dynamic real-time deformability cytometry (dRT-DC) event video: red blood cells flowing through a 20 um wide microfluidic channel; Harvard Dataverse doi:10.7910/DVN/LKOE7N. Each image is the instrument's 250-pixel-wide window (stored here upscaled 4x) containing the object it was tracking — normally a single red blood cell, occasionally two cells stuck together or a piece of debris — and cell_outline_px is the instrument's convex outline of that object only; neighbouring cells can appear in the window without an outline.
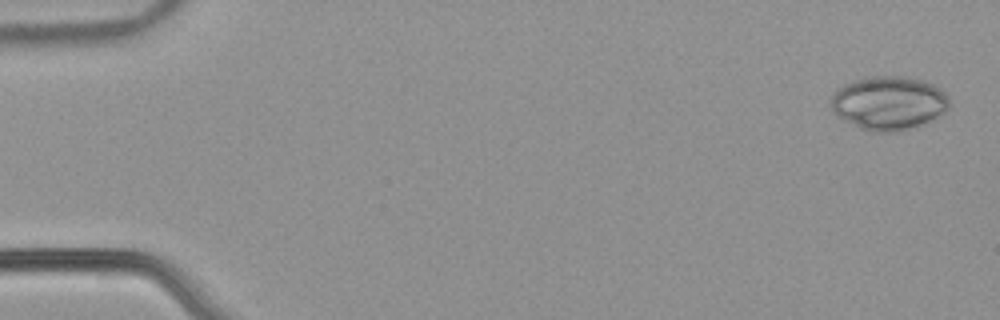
{"species": "common noctule bat (a hibernating species)", "species_latin": "Nyctalus noctula", "temperature_condition": "warm", "stored_images_in_passage": 53, "camera_frame_rate_fps": 3000, "um_per_image_px": 0.085, "animal": {"sex": "male", "body_mass_g": 21.5, "forearm_length_mm": 52.0}, "frame": {"image": 1, "passage_image": 2, "time_ms": 0.333, "image_size_px": [1000, 320], "cell_outline_px": [[948, 108], [944, 112], [920, 124], [900, 132], [868, 132], [836, 116], [832, 112], [832, 96], [836, 88], [844, 84], [864, 76], [904, 76], [920, 80], [932, 84], [944, 92], [948, 96]], "centroid_in_image_um": [75.48, 8.75], "position_along_channel_um": 9.5, "area_um2": 36.99}}
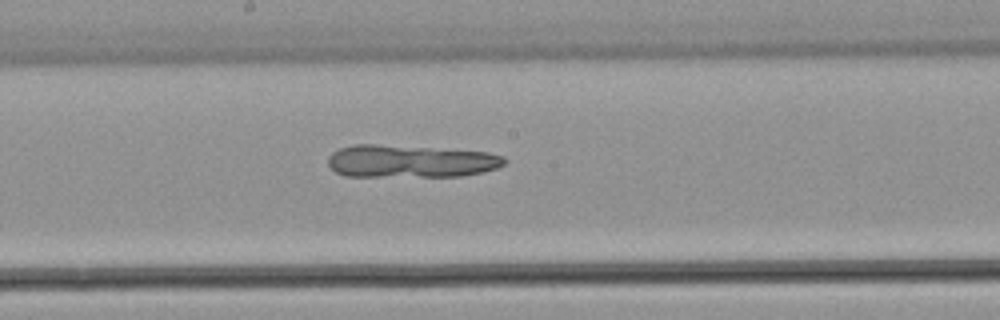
{"frame": {"image": 2, "passage_image": 29, "time_ms": 9.333, "image_size_px": [1000, 320], "cell_outline_px": [[508, 160], [504, 164], [496, 168], [480, 172], [460, 176], [344, 176], [336, 172], [328, 164], [328, 156], [332, 152], [340, 148], [352, 144], [376, 144], [488, 152], [504, 156]], "centroid_in_image_um": [34.86, 13.7], "position_along_channel_um": 213.3, "area_um2": 33.47}}
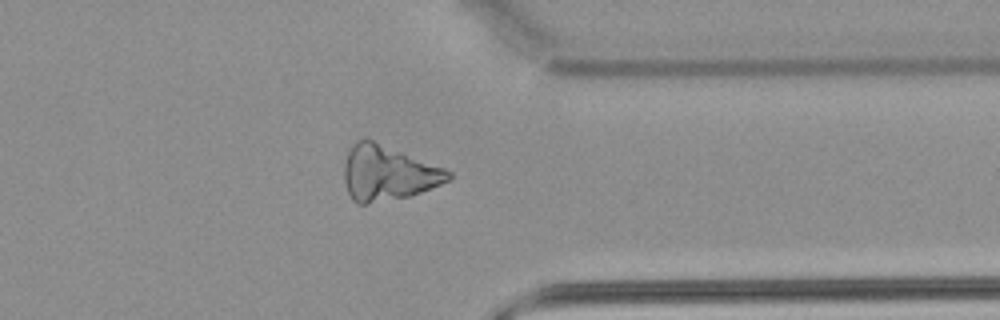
{"frame": {"image": 3, "passage_image": 42, "time_ms": 13.667, "image_size_px": [1000, 320], "cell_outline_px": [[452, 176], [448, 180], [440, 184], [412, 196], [368, 204], [356, 204], [352, 200], [348, 192], [344, 180], [344, 164], [348, 152], [356, 140], [364, 136], [444, 168], [452, 172]], "centroid_in_image_um": [32.94, 14.71], "position_along_channel_um": 378.5, "area_um2": 33.58}}